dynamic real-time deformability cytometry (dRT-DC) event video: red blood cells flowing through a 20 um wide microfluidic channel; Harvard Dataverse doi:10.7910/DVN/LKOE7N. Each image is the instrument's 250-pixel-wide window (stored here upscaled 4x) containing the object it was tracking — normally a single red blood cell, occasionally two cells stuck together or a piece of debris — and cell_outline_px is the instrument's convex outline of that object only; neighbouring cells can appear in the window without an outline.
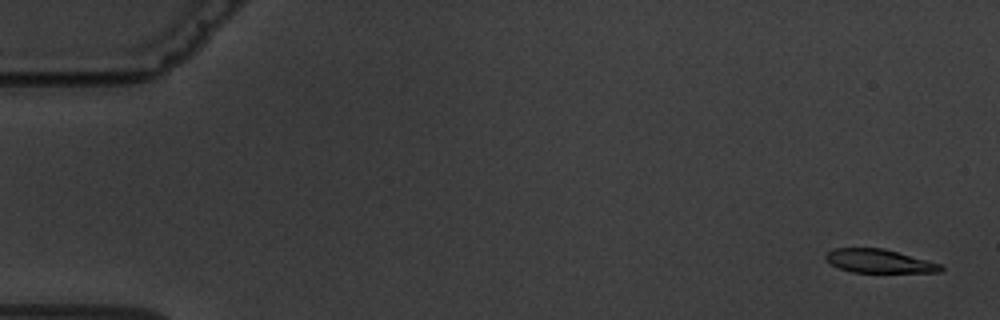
{"species": "common noctule bat (a hibernating species)", "species_latin": "Nyctalus noctula", "temperature_condition": "warm", "stored_images_in_passage": 6, "camera_frame_rate_fps": 3000, "um_per_image_px": 0.085, "animal": {"sex": "male", "body_mass_g": 19.5, "forearm_length_mm": 54.6}, "frame": {"image": 1, "passage_image": 1, "time_ms": 0.0, "image_size_px": [1000, 320], "cell_outline_px": [[944, 268], [940, 272], [852, 272], [840, 268], [832, 264], [824, 256], [828, 252], [836, 248], [884, 248], [940, 264]], "centroid_in_image_um": [74.73, 22.19], "position_along_channel_um": 10.3, "area_um2": 15.49}}